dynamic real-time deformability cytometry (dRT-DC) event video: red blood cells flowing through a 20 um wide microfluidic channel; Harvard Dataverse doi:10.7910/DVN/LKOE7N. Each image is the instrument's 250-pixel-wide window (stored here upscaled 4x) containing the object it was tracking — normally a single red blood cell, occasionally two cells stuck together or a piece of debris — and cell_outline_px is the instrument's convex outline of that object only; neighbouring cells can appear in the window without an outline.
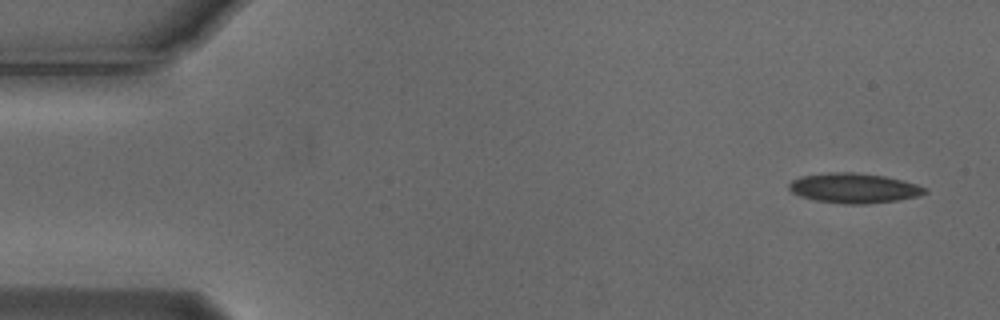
{"species": "Egyptian fruit bat (a non-hibernating species)", "species_latin": "Rousettus aegyptiacus", "temperature_condition": "cold", "stored_images_in_passage": 7, "camera_frame_rate_fps": 3000, "um_per_image_px": 0.085, "animal": {"sex": "male"}, "frame": {"image": 1, "passage_image": 1, "time_ms": 0.0, "image_size_px": [1000, 320], "cell_outline_px": [[928, 192], [916, 196], [896, 200], [864, 204], [844, 204], [816, 200], [800, 196], [792, 192], [788, 188], [788, 184], [792, 180], [800, 176], [828, 172], [856, 172], [884, 176], [916, 184], [924, 188]], "centroid_in_image_um": [72.52, 15.98], "position_along_channel_um": 12.5, "area_um2": 23.47}}
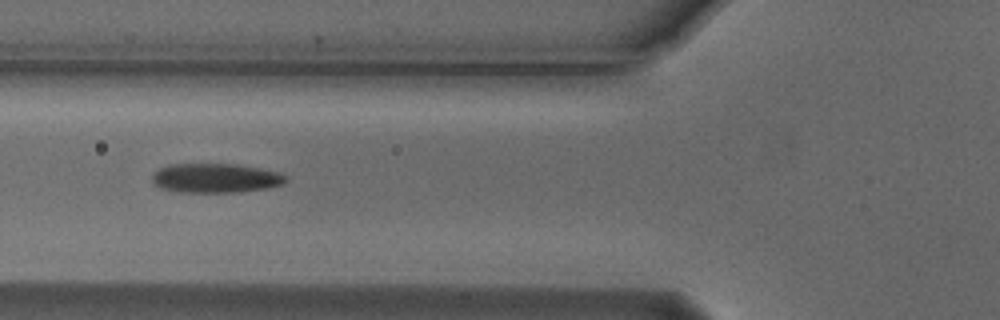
{"frame": {"image": 2, "passage_image": 5, "time_ms": 1.333, "image_size_px": [1000, 320], "cell_outline_px": [[288, 180], [284, 184], [264, 188], [240, 192], [180, 192], [164, 188], [156, 184], [152, 180], [152, 176], [160, 168], [168, 164], [236, 164], [260, 168], [280, 172], [288, 176]], "centroid_in_image_um": [18.39, 15.13], "position_along_channel_um": 107.4, "area_um2": 22.77}}
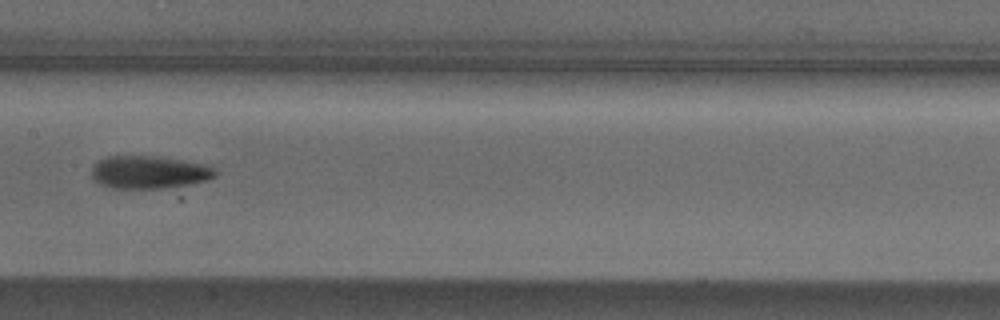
{"frame": {"image": 3, "passage_image": 7, "time_ms": 2.0, "image_size_px": [1000, 320], "cell_outline_px": [[220, 172], [216, 176], [208, 180], [188, 184], [164, 188], [112, 188], [100, 184], [92, 176], [92, 164], [108, 156], [156, 156], [204, 164], [216, 168]], "centroid_in_image_um": [12.7, 14.63], "position_along_channel_um": 194.7, "area_um2": 23.64}}